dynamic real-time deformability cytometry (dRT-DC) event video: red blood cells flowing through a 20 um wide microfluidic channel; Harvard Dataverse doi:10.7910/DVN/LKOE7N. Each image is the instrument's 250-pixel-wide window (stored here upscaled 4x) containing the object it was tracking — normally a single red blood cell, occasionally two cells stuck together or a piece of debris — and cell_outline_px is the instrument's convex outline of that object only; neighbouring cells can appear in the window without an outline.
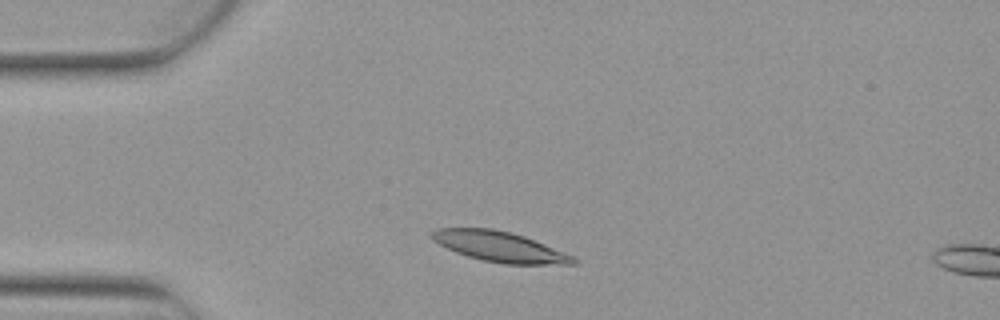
{"species": "Egyptian fruit bat (a non-hibernating species)", "species_latin": "Rousettus aegyptiacus", "temperature_condition": "warm", "stored_images_in_passage": 4, "camera_frame_rate_fps": 3000, "um_per_image_px": 0.085, "animal": {"sex": "female"}, "frame": {"image": 1, "passage_image": 2, "time_ms": 0.333, "image_size_px": [1000, 320], "cell_outline_px": [[580, 264], [504, 264], [484, 260], [468, 256], [456, 252], [432, 240], [428, 236], [436, 228], [492, 228], [512, 232], [524, 236], [576, 256]], "centroid_in_image_um": [42.52, 20.96], "position_along_channel_um": 42.5, "area_um2": 25.09}}
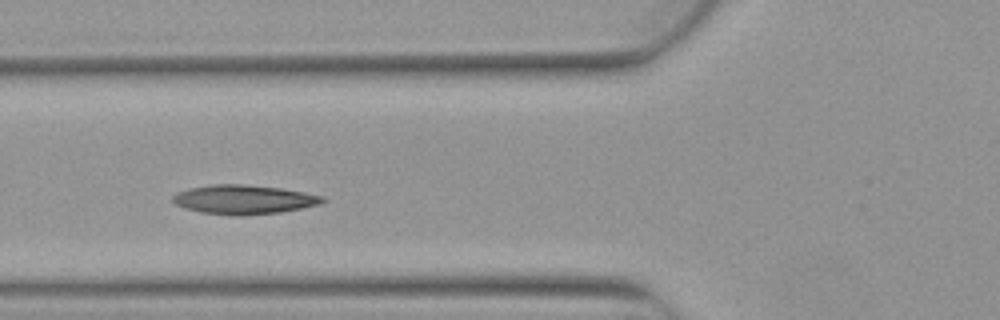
{"frame": {"image": 2, "passage_image": 4, "time_ms": 1.0, "image_size_px": [1000, 320], "cell_outline_px": [[328, 200], [320, 204], [280, 212], [240, 216], [232, 216], [200, 212], [184, 208], [176, 204], [172, 200], [172, 196], [188, 188], [212, 184], [244, 184], [280, 188], [304, 192], [324, 196]], "centroid_in_image_um": [20.73, 16.96], "position_along_channel_um": 105.1, "area_um2": 25.55}}